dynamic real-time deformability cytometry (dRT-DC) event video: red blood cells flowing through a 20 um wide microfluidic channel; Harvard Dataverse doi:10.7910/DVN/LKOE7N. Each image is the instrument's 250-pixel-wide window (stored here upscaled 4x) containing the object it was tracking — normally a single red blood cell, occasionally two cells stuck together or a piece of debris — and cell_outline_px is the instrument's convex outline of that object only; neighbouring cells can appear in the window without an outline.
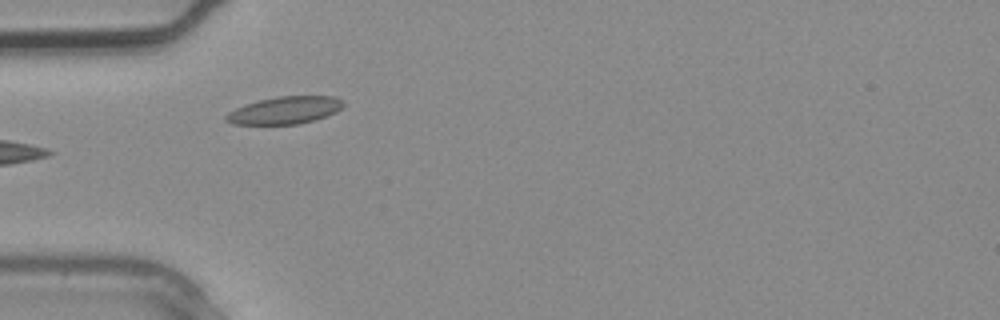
{"species": "common noctule bat (a hibernating species)", "species_latin": "Nyctalus noctula", "temperature_condition": "warm", "stored_images_in_passage": 2, "camera_frame_rate_fps": 3000, "um_per_image_px": 0.085, "animal": {"sex": "male", "body_mass_g": 20.4}, "frame": {"image": 1, "passage_image": 2, "time_ms": 0.333, "image_size_px": [1000, 320], "cell_outline_px": [[344, 104], [336, 112], [316, 120], [296, 124], [232, 124], [224, 120], [224, 116], [228, 112], [236, 108], [260, 100], [276, 96], [336, 96], [344, 100]], "centroid_in_image_um": [24.23, 9.37], "position_along_channel_um": 60.8, "area_um2": 18.73}}